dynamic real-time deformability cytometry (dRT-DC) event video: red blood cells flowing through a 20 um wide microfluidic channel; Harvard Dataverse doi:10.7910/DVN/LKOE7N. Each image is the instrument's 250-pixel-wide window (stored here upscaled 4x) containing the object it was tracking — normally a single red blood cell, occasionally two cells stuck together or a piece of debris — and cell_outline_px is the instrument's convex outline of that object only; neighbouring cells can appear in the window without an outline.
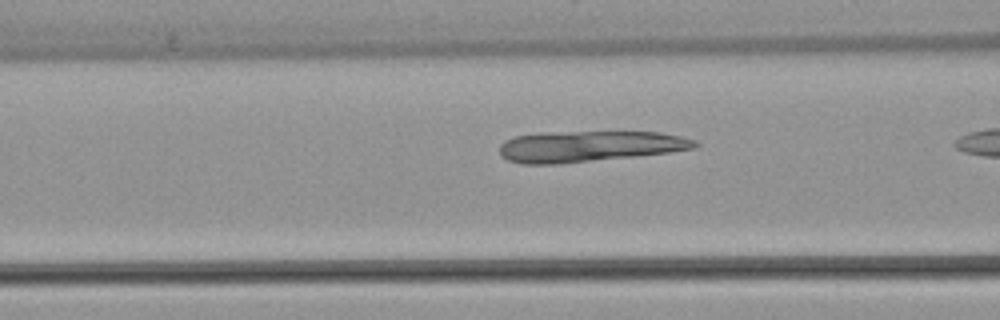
{"species": "common noctule bat (a hibernating species)", "species_latin": "Nyctalus noctula", "temperature_condition": "warm", "stored_images_in_passage": 5, "camera_frame_rate_fps": 3000, "um_per_image_px": 0.085, "animal": {"sex": "female", "body_mass_g": 22.7, "forearm_length_mm": 54.2}, "frame": {"image": 1, "passage_image": 4, "time_ms": 1.0, "image_size_px": [1000, 320], "cell_outline_px": [[700, 144], [696, 148], [668, 152], [636, 156], [560, 164], [520, 164], [508, 160], [500, 156], [500, 144], [504, 140], [516, 136], [544, 132], [660, 132], [680, 136], [696, 140]], "centroid_in_image_um": [50.07, 12.44], "position_along_channel_um": 116.5, "area_um2": 35.37}}